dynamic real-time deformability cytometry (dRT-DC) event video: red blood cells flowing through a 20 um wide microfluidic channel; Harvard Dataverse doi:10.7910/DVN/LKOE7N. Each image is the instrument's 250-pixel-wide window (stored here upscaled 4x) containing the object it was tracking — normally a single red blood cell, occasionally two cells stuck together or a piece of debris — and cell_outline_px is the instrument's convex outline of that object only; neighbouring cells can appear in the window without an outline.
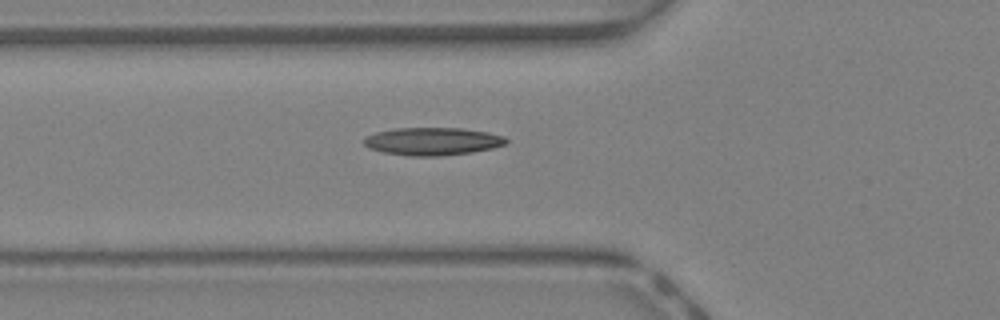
{"species": "Egyptian fruit bat (a non-hibernating species)", "species_latin": "Rousettus aegyptiacus", "temperature_condition": "warm", "stored_images_in_passage": 30, "camera_frame_rate_fps": 3000, "um_per_image_px": 0.085, "animal": {"sex": "female"}, "frame": {"image": 1, "passage_image": 2, "time_ms": 0.333, "image_size_px": [1000, 320], "cell_outline_px": [[508, 140], [504, 144], [492, 148], [472, 152], [440, 156], [408, 156], [384, 152], [368, 148], [364, 144], [364, 136], [376, 132], [392, 128], [460, 128], [488, 132], [504, 136]], "centroid_in_image_um": [36.73, 12.01], "position_along_channel_um": 89.1, "area_um2": 23.06}}
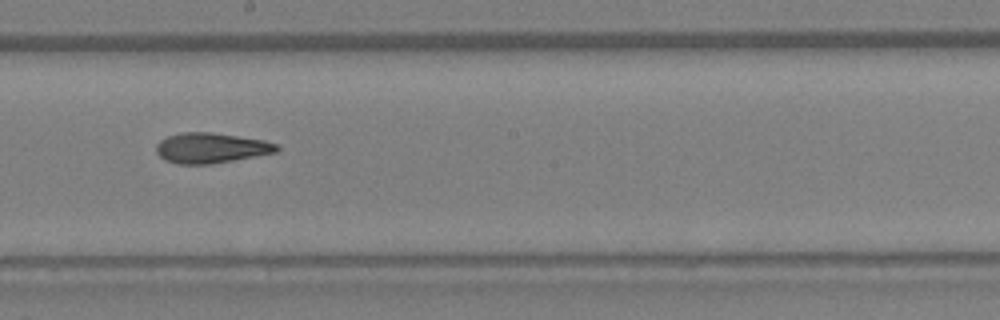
{"frame": {"image": 2, "passage_image": 11, "time_ms": 3.333, "image_size_px": [1000, 320], "cell_outline_px": [[280, 148], [276, 152], [232, 160], [208, 164], [176, 164], [164, 160], [156, 152], [156, 144], [160, 140], [168, 136], [180, 132], [212, 132], [264, 140], [276, 144]], "centroid_in_image_um": [17.89, 12.57], "position_along_channel_um": 230.3, "area_um2": 21.15}}
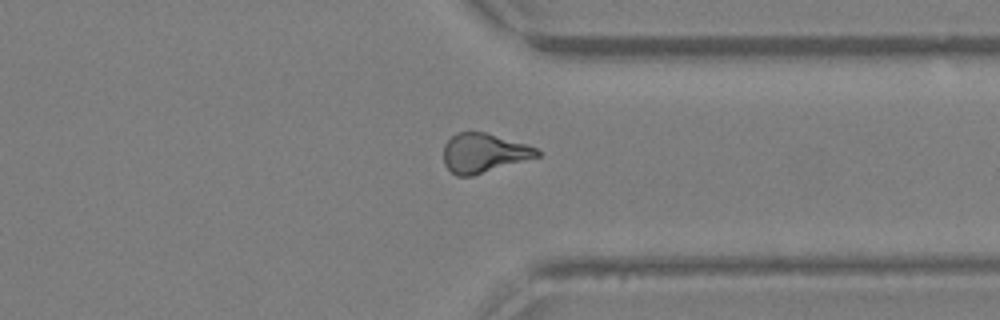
{"frame": {"image": 3, "passage_image": 20, "time_ms": 6.333, "image_size_px": [1000, 320], "cell_outline_px": [[540, 156], [472, 176], [456, 176], [444, 164], [444, 144], [456, 132], [484, 132], [524, 144], [536, 148], [540, 152]], "centroid_in_image_um": [41.09, 13.01], "position_along_channel_um": 370.3, "area_um2": 21.1}}